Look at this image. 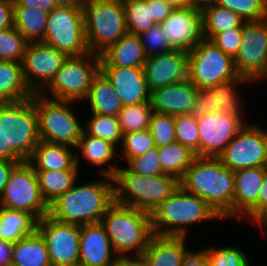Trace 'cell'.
<instances>
[{"label": "cell", "mask_w": 267, "mask_h": 266, "mask_svg": "<svg viewBox=\"0 0 267 266\" xmlns=\"http://www.w3.org/2000/svg\"><path fill=\"white\" fill-rule=\"evenodd\" d=\"M74 186L49 205V215L58 221L85 225L101 222L114 203L112 177Z\"/></svg>", "instance_id": "7a4b0ae2"}, {"label": "cell", "mask_w": 267, "mask_h": 266, "mask_svg": "<svg viewBox=\"0 0 267 266\" xmlns=\"http://www.w3.org/2000/svg\"><path fill=\"white\" fill-rule=\"evenodd\" d=\"M0 159H4V136L1 127H0Z\"/></svg>", "instance_id": "6125c7cd"}, {"label": "cell", "mask_w": 267, "mask_h": 266, "mask_svg": "<svg viewBox=\"0 0 267 266\" xmlns=\"http://www.w3.org/2000/svg\"><path fill=\"white\" fill-rule=\"evenodd\" d=\"M91 116L92 118L90 117L88 122H85L86 126H83L86 134L109 141L115 146L121 145L123 135L117 116L95 113H92Z\"/></svg>", "instance_id": "f35d334b"}, {"label": "cell", "mask_w": 267, "mask_h": 266, "mask_svg": "<svg viewBox=\"0 0 267 266\" xmlns=\"http://www.w3.org/2000/svg\"><path fill=\"white\" fill-rule=\"evenodd\" d=\"M33 95L25 82L22 63L0 60V103L17 102Z\"/></svg>", "instance_id": "f546056e"}, {"label": "cell", "mask_w": 267, "mask_h": 266, "mask_svg": "<svg viewBox=\"0 0 267 266\" xmlns=\"http://www.w3.org/2000/svg\"><path fill=\"white\" fill-rule=\"evenodd\" d=\"M36 230L45 239L51 266H79L80 225L47 214L37 221Z\"/></svg>", "instance_id": "9a60e30c"}, {"label": "cell", "mask_w": 267, "mask_h": 266, "mask_svg": "<svg viewBox=\"0 0 267 266\" xmlns=\"http://www.w3.org/2000/svg\"><path fill=\"white\" fill-rule=\"evenodd\" d=\"M18 163L21 162H12L6 159H0V195L4 191L11 171Z\"/></svg>", "instance_id": "11a10c76"}, {"label": "cell", "mask_w": 267, "mask_h": 266, "mask_svg": "<svg viewBox=\"0 0 267 266\" xmlns=\"http://www.w3.org/2000/svg\"><path fill=\"white\" fill-rule=\"evenodd\" d=\"M203 35L205 39L224 30L243 28L246 22L237 13L217 4L206 8L203 12Z\"/></svg>", "instance_id": "d590c367"}, {"label": "cell", "mask_w": 267, "mask_h": 266, "mask_svg": "<svg viewBox=\"0 0 267 266\" xmlns=\"http://www.w3.org/2000/svg\"><path fill=\"white\" fill-rule=\"evenodd\" d=\"M37 220L27 212L0 206V239L11 243L31 235Z\"/></svg>", "instance_id": "1f68e13d"}, {"label": "cell", "mask_w": 267, "mask_h": 266, "mask_svg": "<svg viewBox=\"0 0 267 266\" xmlns=\"http://www.w3.org/2000/svg\"><path fill=\"white\" fill-rule=\"evenodd\" d=\"M267 214V167L257 201V223Z\"/></svg>", "instance_id": "db71d44e"}, {"label": "cell", "mask_w": 267, "mask_h": 266, "mask_svg": "<svg viewBox=\"0 0 267 266\" xmlns=\"http://www.w3.org/2000/svg\"><path fill=\"white\" fill-rule=\"evenodd\" d=\"M238 76L234 59L209 39H203L188 53L187 78L197 88L214 86Z\"/></svg>", "instance_id": "7c38bea8"}, {"label": "cell", "mask_w": 267, "mask_h": 266, "mask_svg": "<svg viewBox=\"0 0 267 266\" xmlns=\"http://www.w3.org/2000/svg\"><path fill=\"white\" fill-rule=\"evenodd\" d=\"M152 113L151 102L123 106L117 116L122 135L149 129Z\"/></svg>", "instance_id": "8d00e7d4"}, {"label": "cell", "mask_w": 267, "mask_h": 266, "mask_svg": "<svg viewBox=\"0 0 267 266\" xmlns=\"http://www.w3.org/2000/svg\"><path fill=\"white\" fill-rule=\"evenodd\" d=\"M120 147L122 149L118 151V158L126 159L127 164L131 159L143 155L156 145L150 130L146 129L123 134Z\"/></svg>", "instance_id": "ab89813d"}, {"label": "cell", "mask_w": 267, "mask_h": 266, "mask_svg": "<svg viewBox=\"0 0 267 266\" xmlns=\"http://www.w3.org/2000/svg\"><path fill=\"white\" fill-rule=\"evenodd\" d=\"M70 148L73 147L40 140L28 162L35 171L79 169L76 165V151Z\"/></svg>", "instance_id": "83f0119b"}, {"label": "cell", "mask_w": 267, "mask_h": 266, "mask_svg": "<svg viewBox=\"0 0 267 266\" xmlns=\"http://www.w3.org/2000/svg\"><path fill=\"white\" fill-rule=\"evenodd\" d=\"M0 206L27 212L37 221L49 214V205L42 197L36 171L28 161L18 163L11 171L0 195Z\"/></svg>", "instance_id": "8fae6325"}, {"label": "cell", "mask_w": 267, "mask_h": 266, "mask_svg": "<svg viewBox=\"0 0 267 266\" xmlns=\"http://www.w3.org/2000/svg\"><path fill=\"white\" fill-rule=\"evenodd\" d=\"M27 43L15 26L0 30V60L21 63Z\"/></svg>", "instance_id": "b9f144b4"}, {"label": "cell", "mask_w": 267, "mask_h": 266, "mask_svg": "<svg viewBox=\"0 0 267 266\" xmlns=\"http://www.w3.org/2000/svg\"><path fill=\"white\" fill-rule=\"evenodd\" d=\"M241 113H206L196 118L200 134V156L219 157L246 125Z\"/></svg>", "instance_id": "e0dca14e"}, {"label": "cell", "mask_w": 267, "mask_h": 266, "mask_svg": "<svg viewBox=\"0 0 267 266\" xmlns=\"http://www.w3.org/2000/svg\"><path fill=\"white\" fill-rule=\"evenodd\" d=\"M160 25L173 50L189 53L204 39L202 11L192 7L175 8Z\"/></svg>", "instance_id": "ac0fdd59"}, {"label": "cell", "mask_w": 267, "mask_h": 266, "mask_svg": "<svg viewBox=\"0 0 267 266\" xmlns=\"http://www.w3.org/2000/svg\"><path fill=\"white\" fill-rule=\"evenodd\" d=\"M77 149V150H76ZM76 165L80 166V158L94 166L108 165L107 168H101L100 173L112 177L116 169L120 166L117 160L118 148L109 141L96 138L82 131L81 138L76 146ZM81 155L79 154V151ZM78 151V152H77ZM116 162V163H115ZM116 165H115V164ZM104 169V170H103Z\"/></svg>", "instance_id": "d4e9b609"}, {"label": "cell", "mask_w": 267, "mask_h": 266, "mask_svg": "<svg viewBox=\"0 0 267 266\" xmlns=\"http://www.w3.org/2000/svg\"><path fill=\"white\" fill-rule=\"evenodd\" d=\"M14 243L0 239V266H11Z\"/></svg>", "instance_id": "9f6ffc18"}, {"label": "cell", "mask_w": 267, "mask_h": 266, "mask_svg": "<svg viewBox=\"0 0 267 266\" xmlns=\"http://www.w3.org/2000/svg\"><path fill=\"white\" fill-rule=\"evenodd\" d=\"M144 48L146 56L169 52L173 50L165 35L163 34L160 24H155L149 30L138 35Z\"/></svg>", "instance_id": "7dc6e473"}, {"label": "cell", "mask_w": 267, "mask_h": 266, "mask_svg": "<svg viewBox=\"0 0 267 266\" xmlns=\"http://www.w3.org/2000/svg\"><path fill=\"white\" fill-rule=\"evenodd\" d=\"M78 171V169L36 171L42 197L48 205L74 186L77 176L80 175Z\"/></svg>", "instance_id": "d6a6232c"}, {"label": "cell", "mask_w": 267, "mask_h": 266, "mask_svg": "<svg viewBox=\"0 0 267 266\" xmlns=\"http://www.w3.org/2000/svg\"><path fill=\"white\" fill-rule=\"evenodd\" d=\"M217 0H189V7L199 11H204L206 8L216 4Z\"/></svg>", "instance_id": "91938a15"}, {"label": "cell", "mask_w": 267, "mask_h": 266, "mask_svg": "<svg viewBox=\"0 0 267 266\" xmlns=\"http://www.w3.org/2000/svg\"><path fill=\"white\" fill-rule=\"evenodd\" d=\"M14 6H26L50 13L56 8L53 0H13Z\"/></svg>", "instance_id": "f5cc1de1"}, {"label": "cell", "mask_w": 267, "mask_h": 266, "mask_svg": "<svg viewBox=\"0 0 267 266\" xmlns=\"http://www.w3.org/2000/svg\"><path fill=\"white\" fill-rule=\"evenodd\" d=\"M14 26L13 0H0V30Z\"/></svg>", "instance_id": "f907efd6"}, {"label": "cell", "mask_w": 267, "mask_h": 266, "mask_svg": "<svg viewBox=\"0 0 267 266\" xmlns=\"http://www.w3.org/2000/svg\"><path fill=\"white\" fill-rule=\"evenodd\" d=\"M70 56L90 54L82 9L56 7L48 13L44 38L41 41Z\"/></svg>", "instance_id": "30bf717a"}, {"label": "cell", "mask_w": 267, "mask_h": 266, "mask_svg": "<svg viewBox=\"0 0 267 266\" xmlns=\"http://www.w3.org/2000/svg\"><path fill=\"white\" fill-rule=\"evenodd\" d=\"M219 158L233 172L267 167V129L247 122Z\"/></svg>", "instance_id": "4fadbf2b"}, {"label": "cell", "mask_w": 267, "mask_h": 266, "mask_svg": "<svg viewBox=\"0 0 267 266\" xmlns=\"http://www.w3.org/2000/svg\"><path fill=\"white\" fill-rule=\"evenodd\" d=\"M83 15L86 41L92 54L100 56L128 33L122 0H87Z\"/></svg>", "instance_id": "52a82bcc"}, {"label": "cell", "mask_w": 267, "mask_h": 266, "mask_svg": "<svg viewBox=\"0 0 267 266\" xmlns=\"http://www.w3.org/2000/svg\"><path fill=\"white\" fill-rule=\"evenodd\" d=\"M117 259L101 222L80 225L79 266H115Z\"/></svg>", "instance_id": "7402d4cb"}, {"label": "cell", "mask_w": 267, "mask_h": 266, "mask_svg": "<svg viewBox=\"0 0 267 266\" xmlns=\"http://www.w3.org/2000/svg\"><path fill=\"white\" fill-rule=\"evenodd\" d=\"M222 219L200 197L185 191L180 185L151 214L152 230L159 236H186L188 226Z\"/></svg>", "instance_id": "277c9868"}, {"label": "cell", "mask_w": 267, "mask_h": 266, "mask_svg": "<svg viewBox=\"0 0 267 266\" xmlns=\"http://www.w3.org/2000/svg\"><path fill=\"white\" fill-rule=\"evenodd\" d=\"M0 127L4 136V159L28 161L40 141L35 93L21 101L0 103Z\"/></svg>", "instance_id": "3957f363"}, {"label": "cell", "mask_w": 267, "mask_h": 266, "mask_svg": "<svg viewBox=\"0 0 267 266\" xmlns=\"http://www.w3.org/2000/svg\"><path fill=\"white\" fill-rule=\"evenodd\" d=\"M164 1L170 4L174 9L189 7V0H164Z\"/></svg>", "instance_id": "94428289"}, {"label": "cell", "mask_w": 267, "mask_h": 266, "mask_svg": "<svg viewBox=\"0 0 267 266\" xmlns=\"http://www.w3.org/2000/svg\"><path fill=\"white\" fill-rule=\"evenodd\" d=\"M75 101L54 100L35 93L38 133L41 141L76 148L83 125L70 107Z\"/></svg>", "instance_id": "ba28073f"}, {"label": "cell", "mask_w": 267, "mask_h": 266, "mask_svg": "<svg viewBox=\"0 0 267 266\" xmlns=\"http://www.w3.org/2000/svg\"><path fill=\"white\" fill-rule=\"evenodd\" d=\"M114 203L133 207L150 215L179 186L174 176L163 174L144 177L127 167H118L112 176Z\"/></svg>", "instance_id": "5b68a950"}, {"label": "cell", "mask_w": 267, "mask_h": 266, "mask_svg": "<svg viewBox=\"0 0 267 266\" xmlns=\"http://www.w3.org/2000/svg\"><path fill=\"white\" fill-rule=\"evenodd\" d=\"M267 224V214L257 223L258 226L261 228L266 226Z\"/></svg>", "instance_id": "be15d7a7"}, {"label": "cell", "mask_w": 267, "mask_h": 266, "mask_svg": "<svg viewBox=\"0 0 267 266\" xmlns=\"http://www.w3.org/2000/svg\"><path fill=\"white\" fill-rule=\"evenodd\" d=\"M216 4L237 13L246 22L266 19L267 0H217Z\"/></svg>", "instance_id": "7bdbcfd3"}, {"label": "cell", "mask_w": 267, "mask_h": 266, "mask_svg": "<svg viewBox=\"0 0 267 266\" xmlns=\"http://www.w3.org/2000/svg\"><path fill=\"white\" fill-rule=\"evenodd\" d=\"M250 82L245 77H237L207 88H197L192 114L195 118L206 113H241L243 110L236 86Z\"/></svg>", "instance_id": "d6986e66"}, {"label": "cell", "mask_w": 267, "mask_h": 266, "mask_svg": "<svg viewBox=\"0 0 267 266\" xmlns=\"http://www.w3.org/2000/svg\"><path fill=\"white\" fill-rule=\"evenodd\" d=\"M186 236L153 235L143 252L149 266H182L183 258L190 250L185 246Z\"/></svg>", "instance_id": "4316f807"}, {"label": "cell", "mask_w": 267, "mask_h": 266, "mask_svg": "<svg viewBox=\"0 0 267 266\" xmlns=\"http://www.w3.org/2000/svg\"><path fill=\"white\" fill-rule=\"evenodd\" d=\"M179 185L206 201L221 218H233L234 172L219 157L196 156Z\"/></svg>", "instance_id": "6da1fadb"}, {"label": "cell", "mask_w": 267, "mask_h": 266, "mask_svg": "<svg viewBox=\"0 0 267 266\" xmlns=\"http://www.w3.org/2000/svg\"><path fill=\"white\" fill-rule=\"evenodd\" d=\"M48 13L26 6H14V26L28 42L42 41Z\"/></svg>", "instance_id": "836d02e7"}, {"label": "cell", "mask_w": 267, "mask_h": 266, "mask_svg": "<svg viewBox=\"0 0 267 266\" xmlns=\"http://www.w3.org/2000/svg\"><path fill=\"white\" fill-rule=\"evenodd\" d=\"M115 266H149V265L143 255L134 256L131 253L129 256L118 257Z\"/></svg>", "instance_id": "6f0895ef"}, {"label": "cell", "mask_w": 267, "mask_h": 266, "mask_svg": "<svg viewBox=\"0 0 267 266\" xmlns=\"http://www.w3.org/2000/svg\"><path fill=\"white\" fill-rule=\"evenodd\" d=\"M99 71V55L90 53L70 56L41 94L54 100L81 102L87 97L92 81ZM46 91L53 96L49 97Z\"/></svg>", "instance_id": "9c48e42d"}, {"label": "cell", "mask_w": 267, "mask_h": 266, "mask_svg": "<svg viewBox=\"0 0 267 266\" xmlns=\"http://www.w3.org/2000/svg\"><path fill=\"white\" fill-rule=\"evenodd\" d=\"M84 101L89 103L92 113L101 115L118 116L123 107L117 91L101 71L94 77Z\"/></svg>", "instance_id": "f1b7e54d"}, {"label": "cell", "mask_w": 267, "mask_h": 266, "mask_svg": "<svg viewBox=\"0 0 267 266\" xmlns=\"http://www.w3.org/2000/svg\"><path fill=\"white\" fill-rule=\"evenodd\" d=\"M68 56L41 41L28 42L22 60L25 82L33 93L51 83Z\"/></svg>", "instance_id": "2e32d148"}, {"label": "cell", "mask_w": 267, "mask_h": 266, "mask_svg": "<svg viewBox=\"0 0 267 266\" xmlns=\"http://www.w3.org/2000/svg\"><path fill=\"white\" fill-rule=\"evenodd\" d=\"M127 168L144 177L158 176L165 174L162 171L158 147L148 150L143 155L131 159L127 163Z\"/></svg>", "instance_id": "bcb514c9"}, {"label": "cell", "mask_w": 267, "mask_h": 266, "mask_svg": "<svg viewBox=\"0 0 267 266\" xmlns=\"http://www.w3.org/2000/svg\"><path fill=\"white\" fill-rule=\"evenodd\" d=\"M243 28H231L212 36L209 40L213 42L223 53L236 57L242 44Z\"/></svg>", "instance_id": "c3c4849f"}, {"label": "cell", "mask_w": 267, "mask_h": 266, "mask_svg": "<svg viewBox=\"0 0 267 266\" xmlns=\"http://www.w3.org/2000/svg\"><path fill=\"white\" fill-rule=\"evenodd\" d=\"M53 2L56 7H71L83 10L87 0H53Z\"/></svg>", "instance_id": "680465c9"}, {"label": "cell", "mask_w": 267, "mask_h": 266, "mask_svg": "<svg viewBox=\"0 0 267 266\" xmlns=\"http://www.w3.org/2000/svg\"><path fill=\"white\" fill-rule=\"evenodd\" d=\"M101 223L118 257L142 255L152 236L151 215L139 209L113 203Z\"/></svg>", "instance_id": "8992f818"}, {"label": "cell", "mask_w": 267, "mask_h": 266, "mask_svg": "<svg viewBox=\"0 0 267 266\" xmlns=\"http://www.w3.org/2000/svg\"><path fill=\"white\" fill-rule=\"evenodd\" d=\"M146 54L138 35L127 33L100 55V67H140Z\"/></svg>", "instance_id": "484cf974"}, {"label": "cell", "mask_w": 267, "mask_h": 266, "mask_svg": "<svg viewBox=\"0 0 267 266\" xmlns=\"http://www.w3.org/2000/svg\"><path fill=\"white\" fill-rule=\"evenodd\" d=\"M126 17L127 32L139 35L157 24L152 19L151 7L139 0H122Z\"/></svg>", "instance_id": "74e56055"}, {"label": "cell", "mask_w": 267, "mask_h": 266, "mask_svg": "<svg viewBox=\"0 0 267 266\" xmlns=\"http://www.w3.org/2000/svg\"><path fill=\"white\" fill-rule=\"evenodd\" d=\"M208 255L210 266H250L249 258L245 252L237 247L225 246L204 248Z\"/></svg>", "instance_id": "f6af8a7d"}, {"label": "cell", "mask_w": 267, "mask_h": 266, "mask_svg": "<svg viewBox=\"0 0 267 266\" xmlns=\"http://www.w3.org/2000/svg\"><path fill=\"white\" fill-rule=\"evenodd\" d=\"M151 7L152 19L157 23H162L174 10V8L164 0H149L146 1Z\"/></svg>", "instance_id": "681fc988"}, {"label": "cell", "mask_w": 267, "mask_h": 266, "mask_svg": "<svg viewBox=\"0 0 267 266\" xmlns=\"http://www.w3.org/2000/svg\"><path fill=\"white\" fill-rule=\"evenodd\" d=\"M238 75L250 82L267 78V20L245 22L242 44L234 58Z\"/></svg>", "instance_id": "5bb4252c"}, {"label": "cell", "mask_w": 267, "mask_h": 266, "mask_svg": "<svg viewBox=\"0 0 267 266\" xmlns=\"http://www.w3.org/2000/svg\"><path fill=\"white\" fill-rule=\"evenodd\" d=\"M265 171L266 167H257L234 172L233 218L241 220L247 217L257 225V201Z\"/></svg>", "instance_id": "44dd1931"}, {"label": "cell", "mask_w": 267, "mask_h": 266, "mask_svg": "<svg viewBox=\"0 0 267 266\" xmlns=\"http://www.w3.org/2000/svg\"><path fill=\"white\" fill-rule=\"evenodd\" d=\"M149 130L157 147H164L176 141L173 115L153 111Z\"/></svg>", "instance_id": "ee69618b"}, {"label": "cell", "mask_w": 267, "mask_h": 266, "mask_svg": "<svg viewBox=\"0 0 267 266\" xmlns=\"http://www.w3.org/2000/svg\"><path fill=\"white\" fill-rule=\"evenodd\" d=\"M176 141L200 156V134L193 114L174 116Z\"/></svg>", "instance_id": "60d3db41"}, {"label": "cell", "mask_w": 267, "mask_h": 266, "mask_svg": "<svg viewBox=\"0 0 267 266\" xmlns=\"http://www.w3.org/2000/svg\"><path fill=\"white\" fill-rule=\"evenodd\" d=\"M162 171L180 180L192 164L196 154L188 147L175 141L167 146L158 147Z\"/></svg>", "instance_id": "e575fe53"}, {"label": "cell", "mask_w": 267, "mask_h": 266, "mask_svg": "<svg viewBox=\"0 0 267 266\" xmlns=\"http://www.w3.org/2000/svg\"><path fill=\"white\" fill-rule=\"evenodd\" d=\"M111 82L123 106L150 102V94L144 70L140 67H100Z\"/></svg>", "instance_id": "603a6c76"}, {"label": "cell", "mask_w": 267, "mask_h": 266, "mask_svg": "<svg viewBox=\"0 0 267 266\" xmlns=\"http://www.w3.org/2000/svg\"><path fill=\"white\" fill-rule=\"evenodd\" d=\"M11 266H51L45 239L37 230L14 243Z\"/></svg>", "instance_id": "4dcf8cb0"}, {"label": "cell", "mask_w": 267, "mask_h": 266, "mask_svg": "<svg viewBox=\"0 0 267 266\" xmlns=\"http://www.w3.org/2000/svg\"><path fill=\"white\" fill-rule=\"evenodd\" d=\"M197 87L187 78L176 84L151 91L150 102L154 112L180 115L192 114Z\"/></svg>", "instance_id": "cb8c5ba5"}, {"label": "cell", "mask_w": 267, "mask_h": 266, "mask_svg": "<svg viewBox=\"0 0 267 266\" xmlns=\"http://www.w3.org/2000/svg\"><path fill=\"white\" fill-rule=\"evenodd\" d=\"M188 53L171 50L146 57L143 65L149 91L187 79Z\"/></svg>", "instance_id": "ffe728a7"}, {"label": "cell", "mask_w": 267, "mask_h": 266, "mask_svg": "<svg viewBox=\"0 0 267 266\" xmlns=\"http://www.w3.org/2000/svg\"><path fill=\"white\" fill-rule=\"evenodd\" d=\"M182 266H210L206 250H189L183 258Z\"/></svg>", "instance_id": "816d5d0a"}]
</instances>
